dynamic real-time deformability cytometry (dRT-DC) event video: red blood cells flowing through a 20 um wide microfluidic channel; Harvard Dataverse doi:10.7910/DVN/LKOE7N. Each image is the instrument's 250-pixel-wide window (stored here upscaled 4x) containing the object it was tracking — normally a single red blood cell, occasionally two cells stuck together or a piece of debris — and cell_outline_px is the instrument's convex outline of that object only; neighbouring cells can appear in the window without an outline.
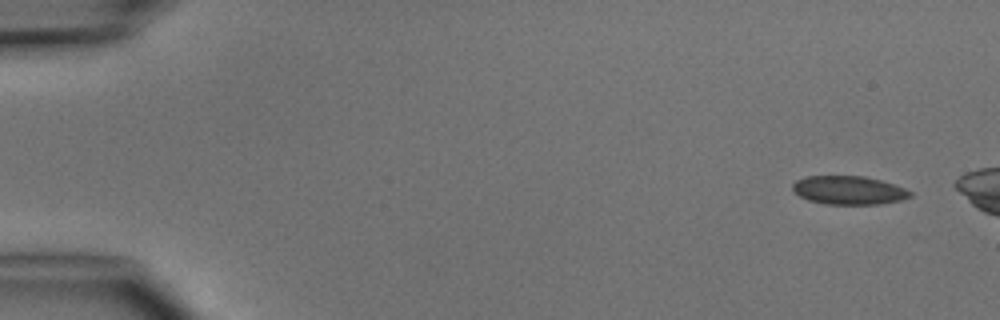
{"species": "common noctule bat (a hibernating species)", "species_latin": "Nyctalus noctula", "temperature_condition": "cold", "stored_images_in_passage": 5, "camera_frame_rate_fps": 3000, "um_per_image_px": 0.085, "animal": {"sex": "male", "body_mass_g": 15.6}, "frame": {"image": 1, "passage_image": 1, "time_ms": 0.0, "image_size_px": [1000, 320], "cell_outline_px": [[912, 196], [900, 200], [880, 204], [828, 204], [808, 200], [800, 196], [792, 188], [792, 184], [796, 180], [804, 176], [864, 176], [880, 180], [904, 188], [912, 192]], "centroid_in_image_um": [72.13, 16.16], "position_along_channel_um": 12.9, "area_um2": 19.42}}
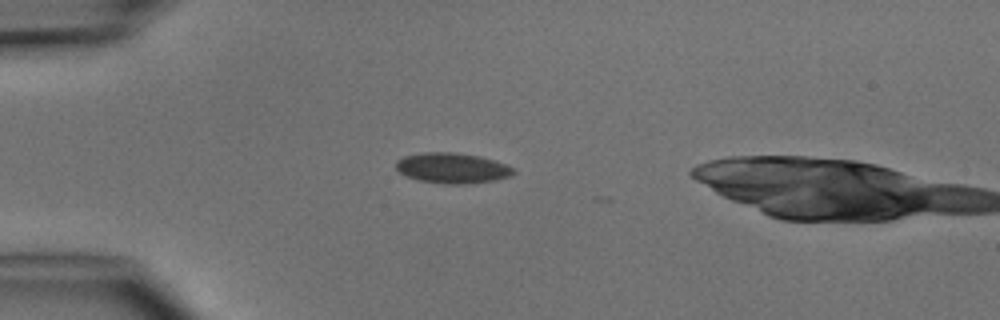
{"frame": {"image": 2, "passage_image": 4, "time_ms": 3.333, "image_size_px": [1000, 320], "cell_outline_px": [[516, 172], [512, 176], [496, 180], [464, 184], [448, 184], [420, 180], [408, 176], [400, 172], [396, 168], [396, 160], [404, 156], [424, 152], [456, 152], [480, 156], [516, 168]], "centroid_in_image_um": [38.48, 14.28], "position_along_channel_um": 46.5, "area_um2": 20.81}}